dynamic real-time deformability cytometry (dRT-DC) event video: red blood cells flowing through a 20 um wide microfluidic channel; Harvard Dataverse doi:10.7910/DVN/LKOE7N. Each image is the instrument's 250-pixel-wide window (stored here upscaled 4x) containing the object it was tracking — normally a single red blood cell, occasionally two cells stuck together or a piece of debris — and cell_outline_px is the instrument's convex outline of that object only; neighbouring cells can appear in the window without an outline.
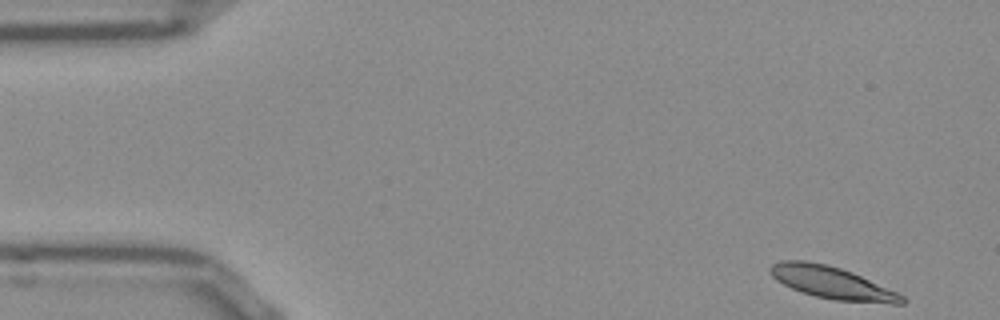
{"species": "Egyptian fruit bat (a non-hibernating species)", "species_latin": "Rousettus aegyptiacus", "temperature_condition": "room temperature", "stored_images_in_passage": 51, "camera_frame_rate_fps": 3000, "um_per_image_px": 0.085, "frame": {"image": 1, "passage_image": 1, "time_ms": 0.0, "image_size_px": [1000, 320], "cell_outline_px": [[908, 300], [904, 304], [892, 304], [836, 300], [816, 296], [792, 288], [776, 280], [772, 276], [768, 268], [772, 264], [780, 260], [804, 260], [828, 264], [852, 272], [896, 292], [904, 296]], "centroid_in_image_um": [70.72, 24.02], "position_along_channel_um": 14.3, "area_um2": 24.62}}
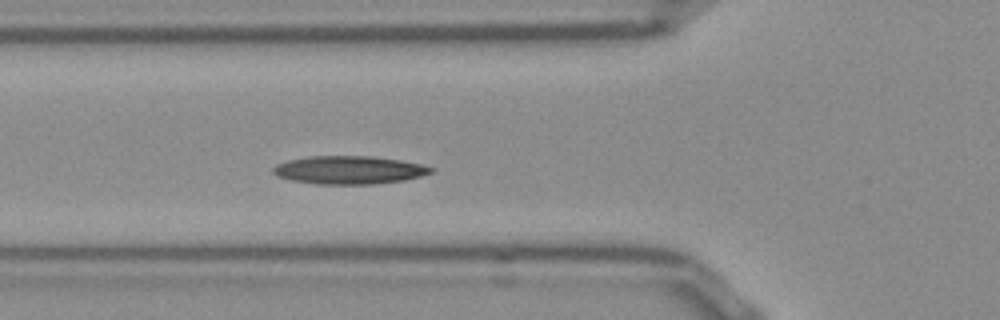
{"frame": {"image": 2, "passage_image": 16, "time_ms": 5.0, "image_size_px": [1000, 320], "cell_outline_px": [[432, 172], [420, 176], [404, 180], [376, 184], [316, 184], [292, 180], [276, 176], [272, 172], [272, 168], [276, 164], [288, 160], [308, 156], [372, 156], [400, 160], [420, 164], [432, 168]], "centroid_in_image_um": [29.62, 14.45], "position_along_channel_um": 96.2, "area_um2": 25.84}}
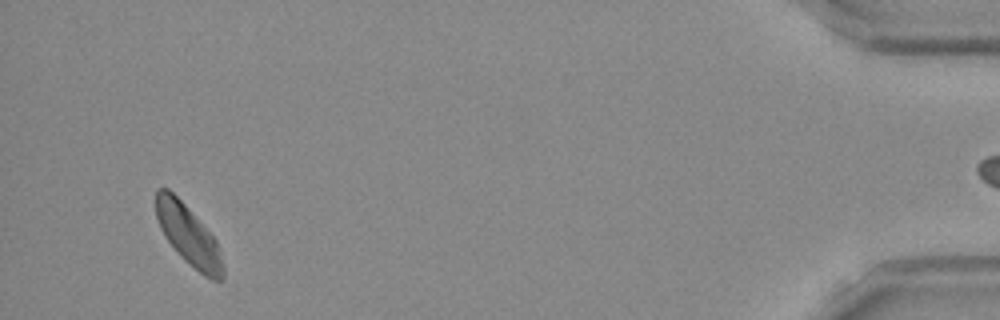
{"frame": {"image": 3, "passage_image": 48, "time_ms": 15.667, "image_size_px": [1000, 320], "cell_outline_px": [[224, 280], [212, 280], [204, 276], [184, 260], [180, 256], [164, 236], [160, 228], [156, 216], [156, 188], [168, 188], [184, 204], [216, 240], [220, 252], [224, 268]], "centroid_in_image_um": [16.01, 20.02], "position_along_channel_um": 419.2, "area_um2": 23.18}}